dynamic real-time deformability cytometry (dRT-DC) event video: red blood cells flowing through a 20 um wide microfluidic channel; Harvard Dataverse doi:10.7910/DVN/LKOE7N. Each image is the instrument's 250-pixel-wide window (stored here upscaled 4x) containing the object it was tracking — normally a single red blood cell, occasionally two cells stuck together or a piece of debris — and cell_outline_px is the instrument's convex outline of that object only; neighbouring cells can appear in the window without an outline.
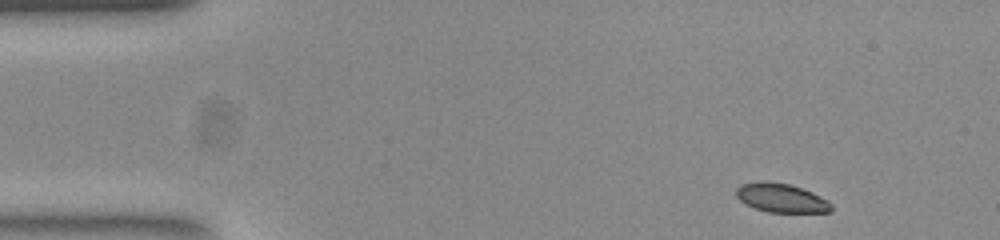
{"species": "common noctule bat (a hibernating species)", "species_latin": "Nyctalus noctula", "temperature_condition": "room temperature", "stored_images_in_passage": 16, "camera_frame_rate_fps": 3000, "um_per_image_px": 0.085, "animal": {"sex": "female", "body_mass_g": 23.0, "forearm_length_mm": 53.4}, "frame": {"image": 1, "passage_image": 1, "time_ms": 0.0, "image_size_px": [1000, 240], "cell_outline_px": [[832, 208], [828, 212], [768, 212], [756, 208], [740, 200], [736, 196], [736, 188], [740, 184], [788, 184], [800, 188], [828, 200], [832, 204]], "centroid_in_image_um": [66.44, 16.87], "position_along_channel_um": 18.6, "area_um2": 15.09}}
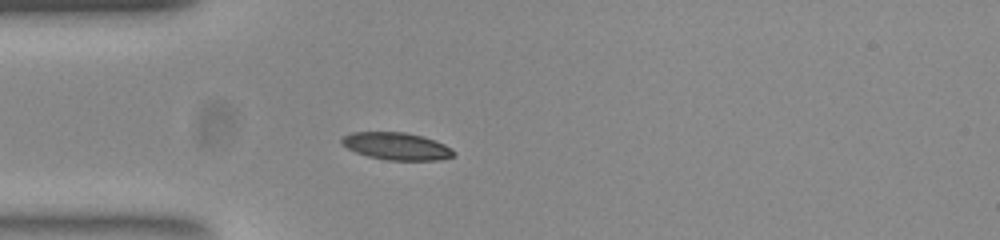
{"frame": {"image": 2, "passage_image": 10, "time_ms": 3.0, "image_size_px": [1000, 240], "cell_outline_px": [[456, 152], [452, 156], [440, 160], [388, 160], [368, 156], [356, 152], [348, 148], [340, 140], [344, 136], [352, 132], [404, 132], [420, 136], [444, 144], [452, 148]], "centroid_in_image_um": [33.72, 12.43], "position_along_channel_um": 51.3, "area_um2": 17.57}}
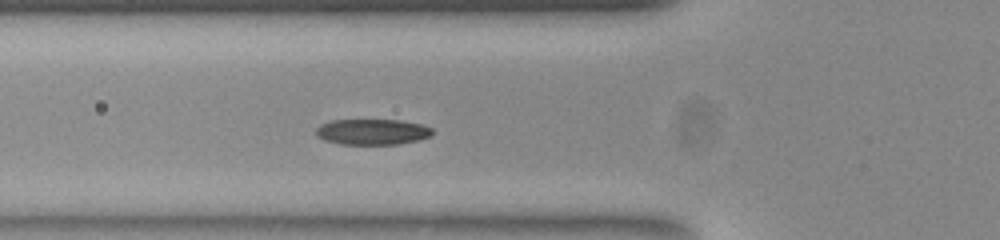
{"frame": {"image": 3, "passage_image": 14, "time_ms": 4.333, "image_size_px": [1000, 240], "cell_outline_px": [[432, 136], [420, 140], [400, 144], [340, 144], [324, 140], [316, 136], [316, 128], [320, 124], [332, 120], [400, 120], [420, 124], [432, 128]], "centroid_in_image_um": [31.65, 11.21], "position_along_channel_um": 94.2, "area_um2": 17.57}}